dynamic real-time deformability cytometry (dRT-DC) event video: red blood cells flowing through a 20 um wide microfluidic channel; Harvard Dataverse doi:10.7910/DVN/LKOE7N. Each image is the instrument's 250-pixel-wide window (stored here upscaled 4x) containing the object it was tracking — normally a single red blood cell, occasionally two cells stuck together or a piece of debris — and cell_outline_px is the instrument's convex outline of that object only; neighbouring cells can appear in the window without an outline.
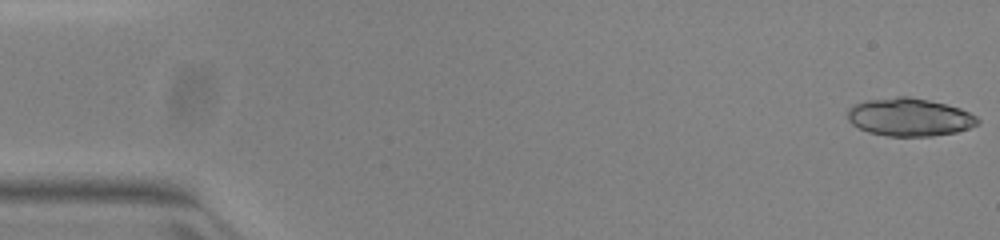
{"species": "common noctule bat (a hibernating species)", "species_latin": "Nyctalus noctula", "temperature_condition": "warm", "stored_images_in_passage": 44, "camera_frame_rate_fps": 3000, "um_per_image_px": 0.085, "animal": {"sex": "female", "body_mass_g": 23.0, "forearm_length_mm": 53.4}, "frame": {"image": 1, "passage_image": 1, "time_ms": 0.0, "image_size_px": [1000, 240], "cell_outline_px": [[980, 120], [976, 124], [968, 128], [956, 132], [932, 136], [888, 136], [868, 132], [852, 124], [848, 120], [848, 108], [856, 104], [868, 100], [896, 96], [908, 96], [928, 100], [960, 108], [976, 116]], "centroid_in_image_um": [77.29, 9.96], "position_along_channel_um": 7.7, "area_um2": 28.55}}
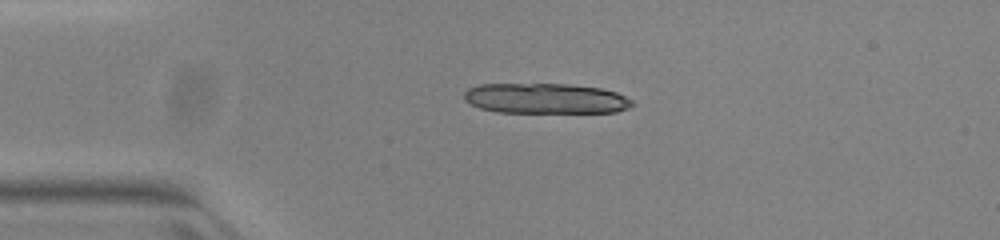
{"frame": {"image": 2, "passage_image": 12, "time_ms": 3.667, "image_size_px": [1000, 240], "cell_outline_px": [[632, 104], [628, 108], [616, 112], [496, 112], [480, 108], [464, 100], [464, 92], [468, 88], [480, 84], [568, 84], [600, 88], [616, 92], [632, 100]], "centroid_in_image_um": [46.34, 8.37], "position_along_channel_um": 38.7, "area_um2": 29.59}, "authors_computed_cell_mechanics": {"area_um2": 19.4786, "velocity_mm_per_s": 3.9866, "shape_relaxation_time_tau1_ms": 10.2508, "shape_relaxation_time_tau2_ms": 2.2286, "deformation_change_tau1": 0.3216, "deformation_change_tau2": 0.0783}}